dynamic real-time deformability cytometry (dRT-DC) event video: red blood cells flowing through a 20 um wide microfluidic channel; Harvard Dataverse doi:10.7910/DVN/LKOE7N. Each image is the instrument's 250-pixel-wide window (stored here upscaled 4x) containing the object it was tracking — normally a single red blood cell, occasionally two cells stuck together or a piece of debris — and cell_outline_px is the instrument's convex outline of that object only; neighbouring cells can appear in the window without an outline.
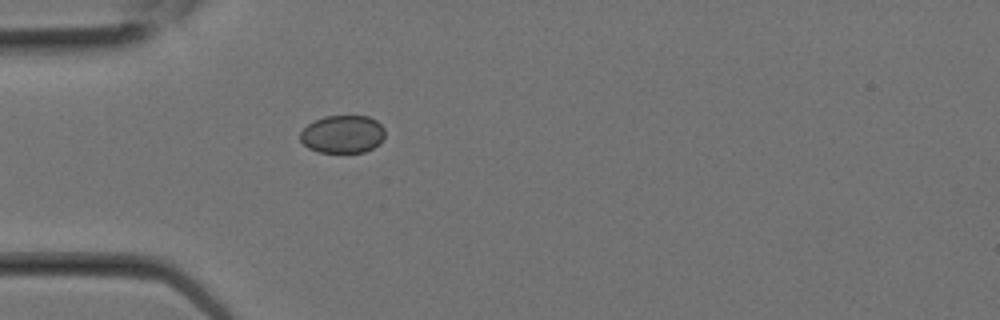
{"species": "Egyptian fruit bat (a non-hibernating species)", "species_latin": "Rousettus aegyptiacus", "temperature_condition": "room temperature", "stored_images_in_passage": 3, "camera_frame_rate_fps": 3000, "um_per_image_px": 0.085, "animal": {"sex": "female"}, "frame": {"image": 1, "passage_image": 3, "time_ms": 0.667, "image_size_px": [1000, 320], "cell_outline_px": [[384, 136], [380, 144], [364, 152], [316, 152], [308, 148], [300, 140], [300, 132], [308, 124], [324, 116], [368, 116], [376, 120], [384, 128]], "centroid_in_image_um": [29.12, 11.41], "position_along_channel_um": 55.9, "area_um2": 18.73}}